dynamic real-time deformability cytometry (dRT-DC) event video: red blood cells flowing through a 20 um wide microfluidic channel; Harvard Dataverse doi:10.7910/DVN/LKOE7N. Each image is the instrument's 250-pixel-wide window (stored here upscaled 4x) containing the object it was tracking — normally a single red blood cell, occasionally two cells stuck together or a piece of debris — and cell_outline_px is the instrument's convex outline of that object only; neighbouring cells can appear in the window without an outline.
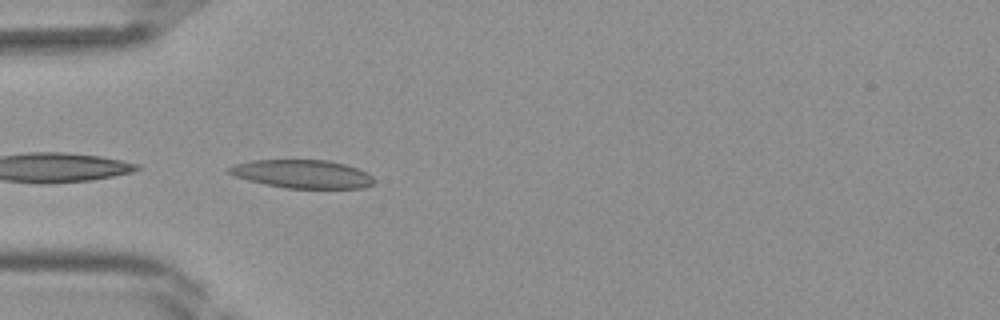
{"species": "Egyptian fruit bat (a non-hibernating species)", "species_latin": "Rousettus aegyptiacus", "temperature_condition": "room temperature", "stored_images_in_passage": 42, "camera_frame_rate_fps": 3000, "um_per_image_px": 0.085, "frame": {"image": 1, "passage_image": 13, "time_ms": 4.0, "image_size_px": [1000, 320], "cell_outline_px": [[376, 180], [372, 184], [364, 188], [288, 188], [264, 184], [248, 180], [236, 176], [228, 172], [228, 168], [236, 164], [252, 160], [328, 160], [344, 164], [368, 172]], "centroid_in_image_um": [25.74, 14.79], "position_along_channel_um": 59.3, "area_um2": 23.81}}
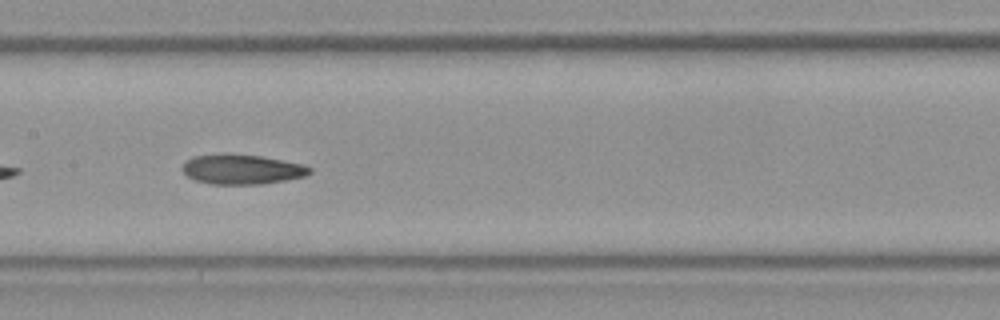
{"frame": {"image": 2, "passage_image": 21, "time_ms": 6.667, "image_size_px": [1000, 320], "cell_outline_px": [[312, 172], [304, 176], [284, 180], [260, 184], [212, 184], [196, 180], [188, 176], [180, 168], [192, 156], [224, 152], [264, 156], [304, 164], [312, 168]], "centroid_in_image_um": [20.56, 14.36], "position_along_channel_um": 186.8, "area_um2": 22.43}}
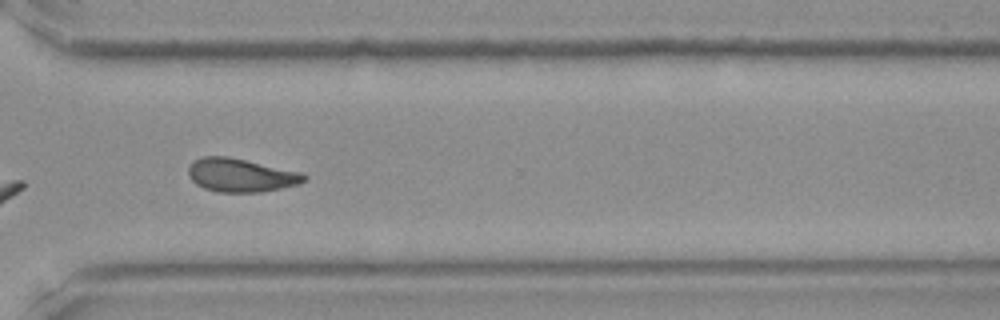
{"frame": {"image": 3, "passage_image": 31, "time_ms": 10.0, "image_size_px": [1000, 320], "cell_outline_px": [[308, 180], [296, 184], [280, 188], [260, 192], [220, 192], [204, 188], [196, 184], [188, 176], [188, 168], [196, 160], [204, 156], [228, 156], [300, 172], [308, 176]], "centroid_in_image_um": [20.47, 14.89], "position_along_channel_um": 350.1, "area_um2": 22.31}}